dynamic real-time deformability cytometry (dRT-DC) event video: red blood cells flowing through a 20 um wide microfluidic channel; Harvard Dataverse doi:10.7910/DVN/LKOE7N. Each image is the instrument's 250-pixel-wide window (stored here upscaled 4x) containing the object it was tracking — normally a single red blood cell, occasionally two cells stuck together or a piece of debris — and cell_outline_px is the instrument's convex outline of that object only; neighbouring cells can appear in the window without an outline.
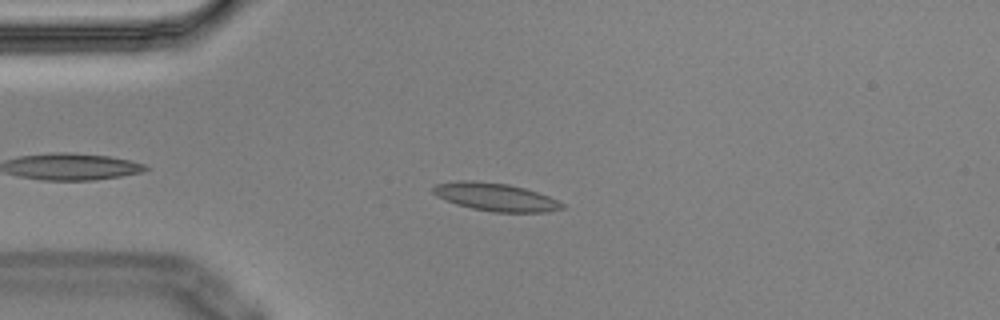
{"species": "Egyptian fruit bat (a non-hibernating species)", "species_latin": "Rousettus aegyptiacus", "temperature_condition": "cold", "stored_images_in_passage": 6, "camera_frame_rate_fps": 3000, "um_per_image_px": 0.085, "animal": {"sex": "male"}, "frame": {"image": 1, "passage_image": 4, "time_ms": 1.0, "image_size_px": [1000, 320], "cell_outline_px": [[564, 208], [548, 212], [492, 212], [472, 208], [456, 204], [444, 200], [436, 196], [432, 192], [432, 188], [436, 184], [460, 180], [472, 180], [508, 184], [524, 188], [548, 196], [564, 204]], "centroid_in_image_um": [42.08, 16.74], "position_along_channel_um": 42.9, "area_um2": 20.98}}